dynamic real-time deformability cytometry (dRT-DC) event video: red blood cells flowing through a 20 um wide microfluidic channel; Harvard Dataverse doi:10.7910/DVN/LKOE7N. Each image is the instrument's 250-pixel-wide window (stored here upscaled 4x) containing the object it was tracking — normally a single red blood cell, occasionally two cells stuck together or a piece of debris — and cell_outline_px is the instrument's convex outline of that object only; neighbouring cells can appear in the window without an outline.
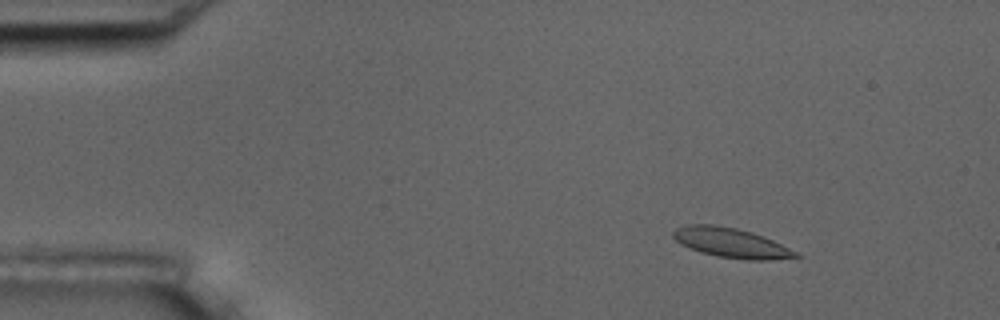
{"species": "common noctule bat (a hibernating species)", "species_latin": "Nyctalus noctula", "temperature_condition": "room temperature", "stored_images_in_passage": 56, "camera_frame_rate_fps": 3000, "um_per_image_px": 0.085, "animal": {"sex": "male", "body_mass_g": 17.5, "forearm_length_mm": 52.3}, "frame": {"image": 1, "passage_image": 8, "time_ms": 2.333, "image_size_px": [1000, 320], "cell_outline_px": [[804, 256], [768, 260], [748, 260], [716, 256], [700, 252], [680, 244], [672, 236], [672, 232], [676, 228], [684, 224], [712, 224], [736, 228], [752, 232], [764, 236]], "centroid_in_image_um": [62.1, 20.63], "position_along_channel_um": 22.9, "area_um2": 21.21}}
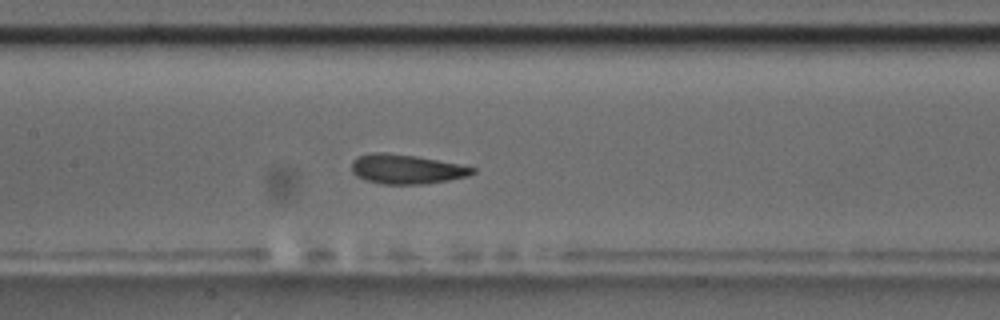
{"frame": {"image": 2, "passage_image": 27, "time_ms": 8.667, "image_size_px": [1000, 320], "cell_outline_px": [[476, 172], [468, 176], [448, 180], [424, 184], [380, 184], [364, 180], [356, 176], [352, 172], [352, 160], [356, 156], [372, 152], [384, 152], [416, 156], [476, 168]], "centroid_in_image_um": [34.48, 14.38], "position_along_channel_um": 172.9, "area_um2": 20.81}}
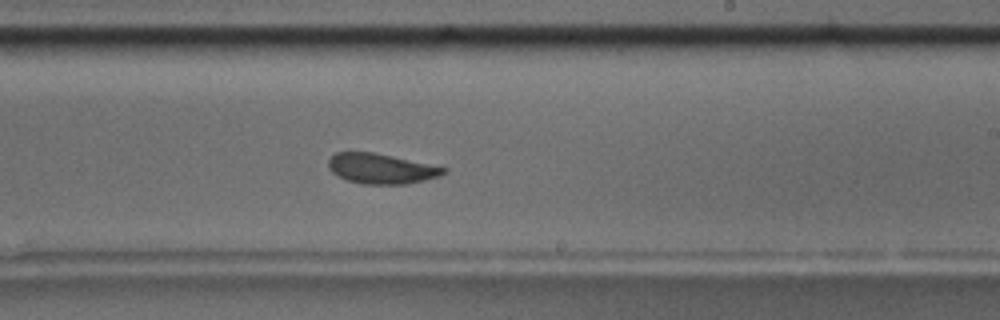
{"frame": {"image": 3, "passage_image": 34, "time_ms": 11.0, "image_size_px": [1000, 320], "cell_outline_px": [[448, 172], [440, 176], [424, 180], [404, 184], [360, 184], [348, 180], [332, 172], [328, 168], [328, 160], [336, 152], [372, 152], [392, 156], [448, 168]], "centroid_in_image_um": [32.41, 14.33], "position_along_channel_um": 256.6, "area_um2": 20.11}, "authors_computed_cell_mechanics": {"area_um2": 20.8369, "velocity_mm_per_s": 3.6142, "shape_relaxation_time_tau1_ms": 2.4999, "shape_relaxation_time_tau2_ms": 0.9912, "deformation_change_tau1": 0.1109, "deformation_change_tau2": 0.0744}}